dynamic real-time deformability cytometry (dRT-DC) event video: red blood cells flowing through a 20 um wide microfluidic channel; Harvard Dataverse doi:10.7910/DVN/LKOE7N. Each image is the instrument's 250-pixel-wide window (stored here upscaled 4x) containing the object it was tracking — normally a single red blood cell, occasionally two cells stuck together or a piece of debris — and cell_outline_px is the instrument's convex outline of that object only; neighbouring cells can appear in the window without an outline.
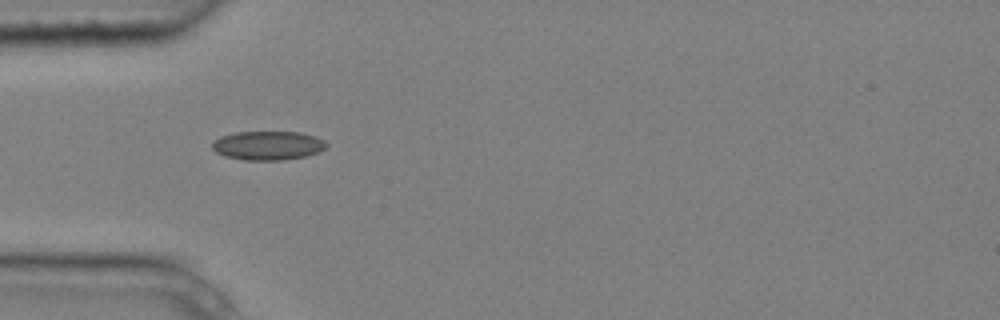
{"species": "common noctule bat (a hibernating species)", "species_latin": "Nyctalus noctula", "temperature_condition": "cold", "stored_images_in_passage": 3, "camera_frame_rate_fps": 3000, "um_per_image_px": 0.085, "animal": {"sex": "male", "body_mass_g": 20.4}, "frame": {"image": 1, "passage_image": 1, "time_ms": 0.0, "image_size_px": [1000, 320], "cell_outline_px": [[328, 144], [320, 152], [304, 156], [284, 160], [244, 160], [224, 156], [216, 152], [212, 148], [212, 144], [220, 136], [236, 132], [300, 132], [316, 136], [324, 140]], "centroid_in_image_um": [22.78, 12.37], "position_along_channel_um": 62.2, "area_um2": 19.31}}
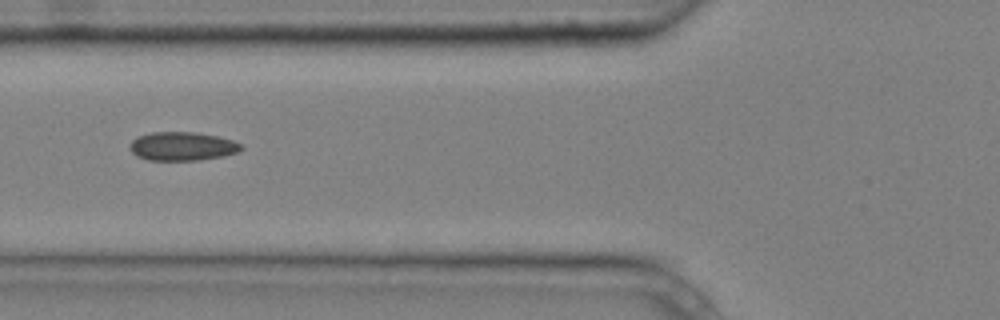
{"frame": {"image": 2, "passage_image": 2, "time_ms": 0.333, "image_size_px": [1000, 320], "cell_outline_px": [[244, 148], [240, 152], [224, 156], [200, 160], [148, 160], [136, 156], [132, 152], [128, 144], [136, 136], [152, 132], [196, 132], [216, 136], [232, 140], [244, 144]], "centroid_in_image_um": [15.51, 12.43], "position_along_channel_um": 110.3, "area_um2": 18.9}}
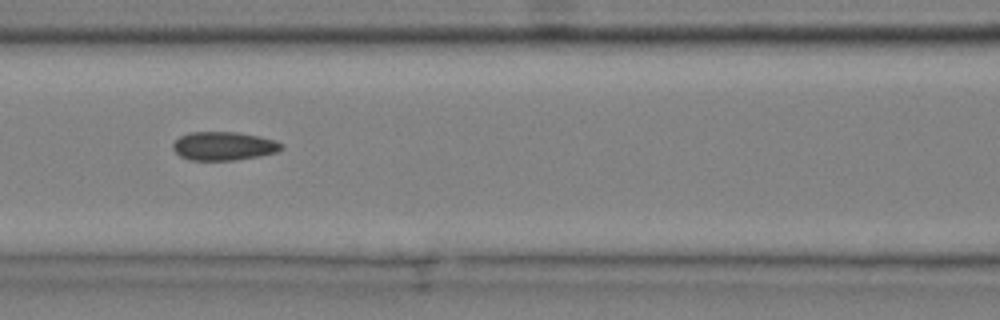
{"frame": {"image": 3, "passage_image": 3, "time_ms": 0.667, "image_size_px": [1000, 320], "cell_outline_px": [[284, 148], [276, 152], [260, 156], [236, 160], [188, 160], [180, 156], [172, 148], [172, 144], [180, 136], [188, 132], [236, 132], [260, 136], [276, 140], [284, 144]], "centroid_in_image_um": [19.03, 12.41], "position_along_channel_um": 147.6, "area_um2": 18.26}}